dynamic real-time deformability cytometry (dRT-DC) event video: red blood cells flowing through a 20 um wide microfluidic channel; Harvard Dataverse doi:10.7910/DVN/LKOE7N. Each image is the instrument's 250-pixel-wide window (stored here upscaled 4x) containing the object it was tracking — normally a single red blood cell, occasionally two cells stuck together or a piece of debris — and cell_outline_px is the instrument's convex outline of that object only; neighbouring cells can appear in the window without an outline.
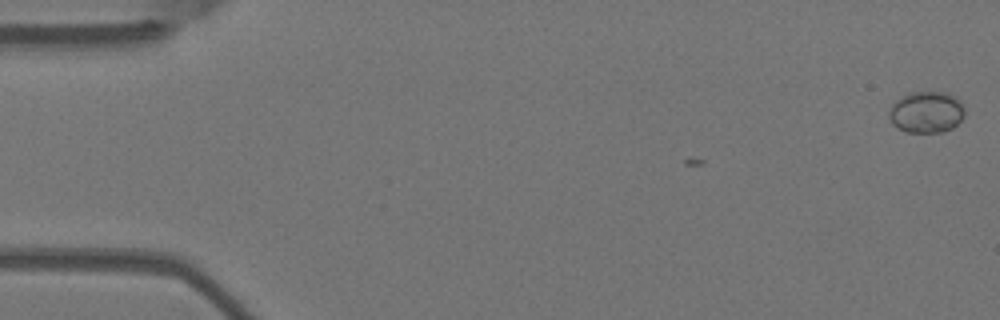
{"species": "Egyptian fruit bat (a non-hibernating species)", "species_latin": "Rousettus aegyptiacus", "temperature_condition": "warm", "stored_images_in_passage": 2, "camera_frame_rate_fps": 3000, "um_per_image_px": 0.085, "animal": {"sex": "female"}, "frame": {"image": 1, "passage_image": 2, "time_ms": 0.333, "image_size_px": [1000, 320], "cell_outline_px": [[964, 116], [952, 128], [944, 132], [908, 132], [892, 124], [888, 116], [888, 112], [892, 104], [900, 96], [908, 92], [948, 92], [956, 96], [960, 100], [964, 108]], "centroid_in_image_um": [78.74, 9.51], "position_along_channel_um": 6.3, "area_um2": 18.5}}